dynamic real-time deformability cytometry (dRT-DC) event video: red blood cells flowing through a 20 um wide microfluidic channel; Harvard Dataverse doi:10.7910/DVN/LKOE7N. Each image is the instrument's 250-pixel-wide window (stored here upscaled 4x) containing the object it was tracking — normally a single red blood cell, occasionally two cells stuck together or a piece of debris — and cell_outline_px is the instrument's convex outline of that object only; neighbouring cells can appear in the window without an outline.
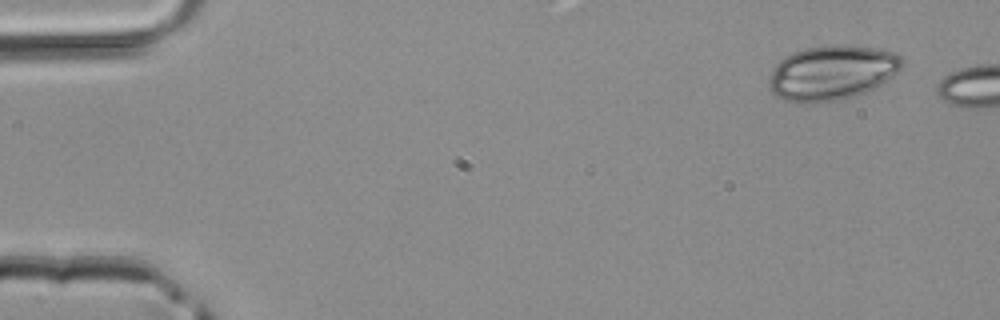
{"species": "common noctule bat (a hibernating species)", "species_latin": "Nyctalus noctula", "temperature_condition": "room temperature", "stored_images_in_passage": 3, "camera_frame_rate_fps": 3000, "um_per_image_px": 0.085, "animal": {"sex": "male", "body_mass_g": 20.4}, "frame": {"image": 1, "passage_image": 1, "time_ms": 0.0, "image_size_px": [1000, 320], "cell_outline_px": [[904, 64], [892, 76], [868, 92], [856, 96], [840, 100], [804, 104], [796, 104], [784, 100], [776, 96], [768, 88], [768, 80], [772, 68], [784, 56], [792, 52], [804, 48], [824, 44], [848, 44], [880, 48], [892, 52], [900, 56], [904, 60]], "centroid_in_image_um": [70.68, 6.18], "position_along_channel_um": 14.3, "area_um2": 43.47}}